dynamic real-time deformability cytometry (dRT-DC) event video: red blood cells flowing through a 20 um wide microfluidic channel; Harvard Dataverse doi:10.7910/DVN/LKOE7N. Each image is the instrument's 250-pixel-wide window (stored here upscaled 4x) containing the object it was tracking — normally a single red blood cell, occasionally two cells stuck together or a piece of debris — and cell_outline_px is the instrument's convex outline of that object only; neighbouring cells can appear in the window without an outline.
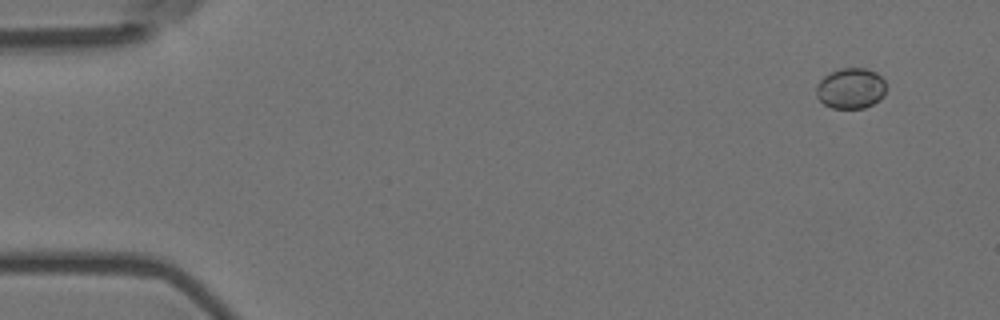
{"species": "Egyptian fruit bat (a non-hibernating species)", "species_latin": "Rousettus aegyptiacus", "temperature_condition": "room temperature", "stored_images_in_passage": 7, "camera_frame_rate_fps": 3000, "um_per_image_px": 0.085, "animal": {"sex": "female"}, "frame": {"image": 1, "passage_image": 1, "time_ms": 0.0, "image_size_px": [1000, 320], "cell_outline_px": [[884, 96], [880, 100], [864, 108], [832, 108], [824, 104], [816, 96], [816, 84], [824, 76], [840, 68], [864, 68], [876, 72], [884, 80]], "centroid_in_image_um": [72.3, 7.51], "position_along_channel_um": 12.7, "area_um2": 16.53}}
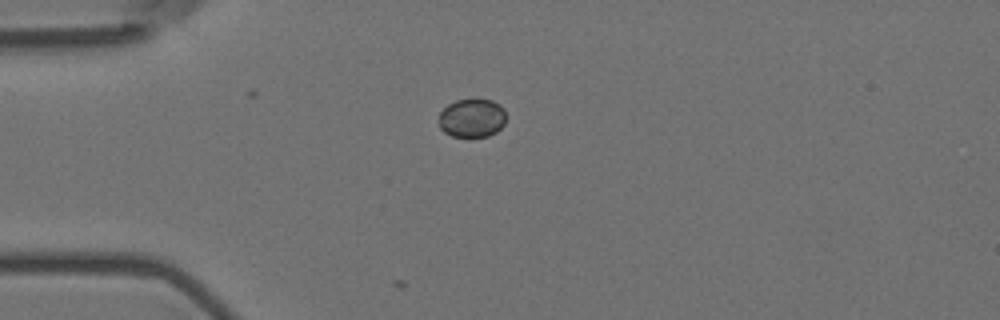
{"frame": {"image": 2, "passage_image": 4, "time_ms": 1.0, "image_size_px": [1000, 320], "cell_outline_px": [[504, 124], [496, 132], [488, 136], [452, 136], [444, 132], [440, 128], [440, 112], [448, 104], [456, 100], [492, 100], [500, 104], [504, 108]], "centroid_in_image_um": [40.12, 10.03], "position_along_channel_um": 44.9, "area_um2": 14.91}}
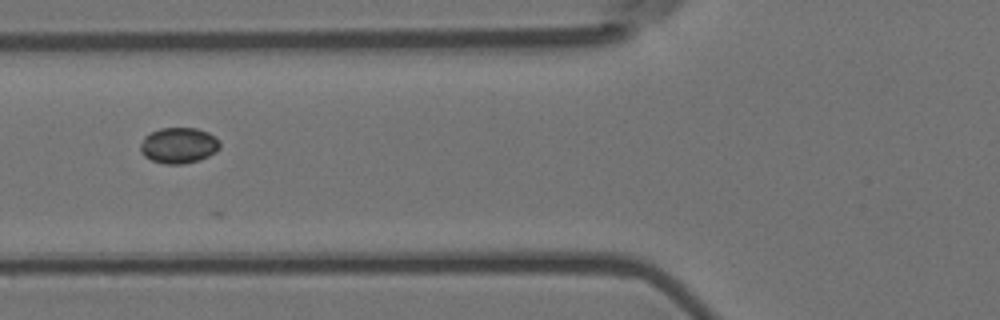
{"frame": {"image": 3, "passage_image": 6, "time_ms": 1.667, "image_size_px": [1000, 320], "cell_outline_px": [[220, 148], [216, 152], [200, 160], [184, 164], [164, 164], [152, 160], [144, 156], [140, 152], [140, 144], [144, 136], [160, 128], [196, 128], [208, 132], [220, 140]], "centroid_in_image_um": [15.2, 12.36], "position_along_channel_um": 110.6, "area_um2": 16.76}}